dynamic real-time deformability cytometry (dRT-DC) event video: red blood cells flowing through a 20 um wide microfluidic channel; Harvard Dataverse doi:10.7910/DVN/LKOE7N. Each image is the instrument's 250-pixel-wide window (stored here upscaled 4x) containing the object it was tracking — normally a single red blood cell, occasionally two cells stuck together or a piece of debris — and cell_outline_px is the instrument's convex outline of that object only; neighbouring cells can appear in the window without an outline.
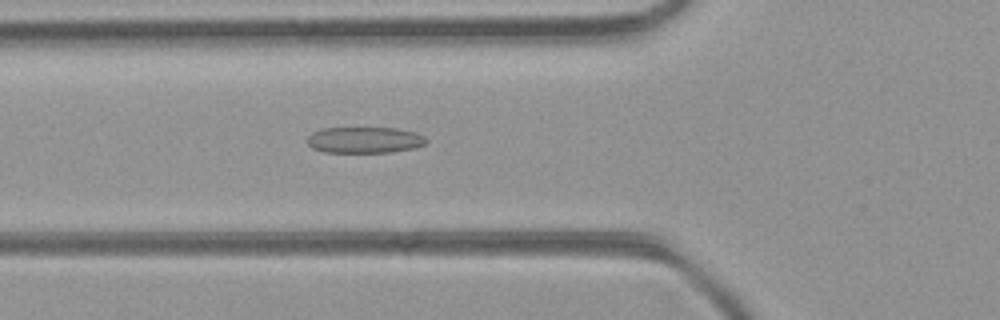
{"species": "common noctule bat (a hibernating species)", "species_latin": "Nyctalus noctula", "temperature_condition": "room temperature", "stored_images_in_passage": 43, "camera_frame_rate_fps": 3000, "um_per_image_px": 0.085, "animal": {"sex": "female", "body_mass_g": 21.9}, "frame": {"image": 1, "passage_image": 13, "time_ms": 4.0, "image_size_px": [1000, 320], "cell_outline_px": [[428, 140], [424, 144], [416, 148], [392, 152], [324, 152], [312, 148], [308, 144], [308, 136], [312, 132], [324, 128], [396, 128], [416, 132], [424, 136]], "centroid_in_image_um": [31.01, 11.9], "position_along_channel_um": 94.8, "area_um2": 18.21}}
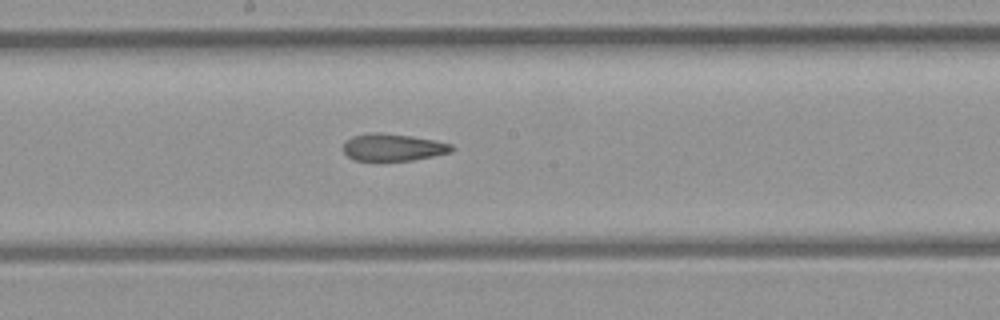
{"frame": {"image": 2, "passage_image": 21, "time_ms": 6.667, "image_size_px": [1000, 320], "cell_outline_px": [[452, 152], [412, 160], [356, 160], [348, 156], [344, 152], [344, 144], [352, 136], [368, 132], [380, 132], [412, 136], [436, 140], [452, 144]], "centroid_in_image_um": [33.41, 12.5], "position_along_channel_um": 214.8, "area_um2": 17.05}}
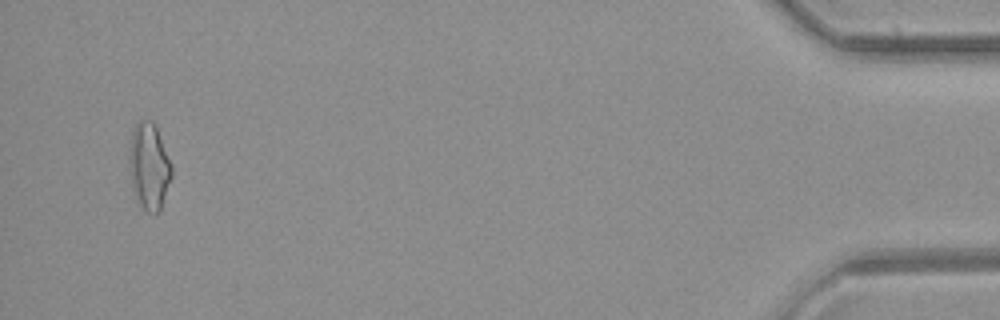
{"frame": {"image": 3, "passage_image": 41, "time_ms": 13.333, "image_size_px": [1000, 320], "cell_outline_px": [[172, 176], [160, 208], [156, 212], [148, 212], [140, 204], [132, 188], [128, 160], [128, 156], [132, 132], [136, 124], [140, 120], [152, 120], [156, 128], [172, 164]], "centroid_in_image_um": [12.66, 14.1], "position_along_channel_um": 422.5, "area_um2": 21.1}, "authors_computed_cell_mechanics": {"area_um2": 18.207, "velocity_mm_per_s": 4.4583, "shape_relaxation_time_tau1_ms": null, "shape_relaxation_time_tau2_ms": 3.205, "deformation_change_tau1": null, "deformation_change_tau2": 0.1283}}